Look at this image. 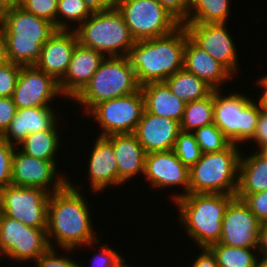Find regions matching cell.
<instances>
[{"instance_id": "cell-1", "label": "cell", "mask_w": 267, "mask_h": 267, "mask_svg": "<svg viewBox=\"0 0 267 267\" xmlns=\"http://www.w3.org/2000/svg\"><path fill=\"white\" fill-rule=\"evenodd\" d=\"M74 183L69 178L63 189L50 194L46 232L52 248L79 250L104 236L95 230L91 218L95 212L91 214V202L81 192L84 186Z\"/></svg>"}, {"instance_id": "cell-2", "label": "cell", "mask_w": 267, "mask_h": 267, "mask_svg": "<svg viewBox=\"0 0 267 267\" xmlns=\"http://www.w3.org/2000/svg\"><path fill=\"white\" fill-rule=\"evenodd\" d=\"M187 37V31L181 24L167 35L135 41L127 58L140 86L151 82H164L184 68Z\"/></svg>"}, {"instance_id": "cell-3", "label": "cell", "mask_w": 267, "mask_h": 267, "mask_svg": "<svg viewBox=\"0 0 267 267\" xmlns=\"http://www.w3.org/2000/svg\"><path fill=\"white\" fill-rule=\"evenodd\" d=\"M235 195L189 193L171 203L177 209V223L197 248H209L220 240L222 220ZM175 204V205H174Z\"/></svg>"}, {"instance_id": "cell-4", "label": "cell", "mask_w": 267, "mask_h": 267, "mask_svg": "<svg viewBox=\"0 0 267 267\" xmlns=\"http://www.w3.org/2000/svg\"><path fill=\"white\" fill-rule=\"evenodd\" d=\"M2 29L7 57L20 66H34L42 46L59 30L55 23L28 13L19 6L3 12Z\"/></svg>"}, {"instance_id": "cell-5", "label": "cell", "mask_w": 267, "mask_h": 267, "mask_svg": "<svg viewBox=\"0 0 267 267\" xmlns=\"http://www.w3.org/2000/svg\"><path fill=\"white\" fill-rule=\"evenodd\" d=\"M139 85L134 69L127 56L105 57L90 82L72 100L77 103L81 116L96 104L123 97L138 91Z\"/></svg>"}, {"instance_id": "cell-6", "label": "cell", "mask_w": 267, "mask_h": 267, "mask_svg": "<svg viewBox=\"0 0 267 267\" xmlns=\"http://www.w3.org/2000/svg\"><path fill=\"white\" fill-rule=\"evenodd\" d=\"M242 149L239 145L230 144L220 152L202 153L201 158L189 168V193L236 196Z\"/></svg>"}, {"instance_id": "cell-7", "label": "cell", "mask_w": 267, "mask_h": 267, "mask_svg": "<svg viewBox=\"0 0 267 267\" xmlns=\"http://www.w3.org/2000/svg\"><path fill=\"white\" fill-rule=\"evenodd\" d=\"M227 92V94H226ZM214 90V124L231 144L248 145L252 139L260 113L254 92L249 95L243 90ZM225 93V94H224ZM244 143V144H243Z\"/></svg>"}, {"instance_id": "cell-8", "label": "cell", "mask_w": 267, "mask_h": 267, "mask_svg": "<svg viewBox=\"0 0 267 267\" xmlns=\"http://www.w3.org/2000/svg\"><path fill=\"white\" fill-rule=\"evenodd\" d=\"M78 43L105 57L127 56L135 44L118 10H95L76 29Z\"/></svg>"}, {"instance_id": "cell-9", "label": "cell", "mask_w": 267, "mask_h": 267, "mask_svg": "<svg viewBox=\"0 0 267 267\" xmlns=\"http://www.w3.org/2000/svg\"><path fill=\"white\" fill-rule=\"evenodd\" d=\"M46 230L47 228L26 226L22 222L2 214L0 263H4L3 260L6 258L12 264L20 263L21 267L23 263L25 266L30 262L33 264L50 247Z\"/></svg>"}, {"instance_id": "cell-10", "label": "cell", "mask_w": 267, "mask_h": 267, "mask_svg": "<svg viewBox=\"0 0 267 267\" xmlns=\"http://www.w3.org/2000/svg\"><path fill=\"white\" fill-rule=\"evenodd\" d=\"M117 10L135 41L167 35L181 25L157 0H121Z\"/></svg>"}, {"instance_id": "cell-11", "label": "cell", "mask_w": 267, "mask_h": 267, "mask_svg": "<svg viewBox=\"0 0 267 267\" xmlns=\"http://www.w3.org/2000/svg\"><path fill=\"white\" fill-rule=\"evenodd\" d=\"M145 110L141 88L129 95L96 104L86 115L98 126L97 136L134 133Z\"/></svg>"}, {"instance_id": "cell-12", "label": "cell", "mask_w": 267, "mask_h": 267, "mask_svg": "<svg viewBox=\"0 0 267 267\" xmlns=\"http://www.w3.org/2000/svg\"><path fill=\"white\" fill-rule=\"evenodd\" d=\"M49 197L42 188L10 184L0 190V209L26 226L47 228Z\"/></svg>"}, {"instance_id": "cell-13", "label": "cell", "mask_w": 267, "mask_h": 267, "mask_svg": "<svg viewBox=\"0 0 267 267\" xmlns=\"http://www.w3.org/2000/svg\"><path fill=\"white\" fill-rule=\"evenodd\" d=\"M143 178L149 184L148 188L154 191L168 189L167 195L170 193L171 196H168L172 203L189 194V167L179 160L173 150L148 153ZM174 187V192H171Z\"/></svg>"}, {"instance_id": "cell-14", "label": "cell", "mask_w": 267, "mask_h": 267, "mask_svg": "<svg viewBox=\"0 0 267 267\" xmlns=\"http://www.w3.org/2000/svg\"><path fill=\"white\" fill-rule=\"evenodd\" d=\"M59 163V161L34 158L16 147L12 159L11 184L39 187L50 194L60 191L69 183L71 176H67V171L65 173L60 171Z\"/></svg>"}, {"instance_id": "cell-15", "label": "cell", "mask_w": 267, "mask_h": 267, "mask_svg": "<svg viewBox=\"0 0 267 267\" xmlns=\"http://www.w3.org/2000/svg\"><path fill=\"white\" fill-rule=\"evenodd\" d=\"M230 23L198 24L182 23L188 37L201 49L208 52L233 76L239 77L240 58L235 38L228 30ZM234 38V39H233ZM239 63V64H238Z\"/></svg>"}, {"instance_id": "cell-16", "label": "cell", "mask_w": 267, "mask_h": 267, "mask_svg": "<svg viewBox=\"0 0 267 267\" xmlns=\"http://www.w3.org/2000/svg\"><path fill=\"white\" fill-rule=\"evenodd\" d=\"M59 97V98H58ZM65 100L58 81L35 66H21L12 98L17 109L57 105L60 98Z\"/></svg>"}, {"instance_id": "cell-17", "label": "cell", "mask_w": 267, "mask_h": 267, "mask_svg": "<svg viewBox=\"0 0 267 267\" xmlns=\"http://www.w3.org/2000/svg\"><path fill=\"white\" fill-rule=\"evenodd\" d=\"M261 222L236 196L226 207L218 243L239 248H257Z\"/></svg>"}, {"instance_id": "cell-18", "label": "cell", "mask_w": 267, "mask_h": 267, "mask_svg": "<svg viewBox=\"0 0 267 267\" xmlns=\"http://www.w3.org/2000/svg\"><path fill=\"white\" fill-rule=\"evenodd\" d=\"M91 148H89L88 161L84 165V174H87L86 179L89 180V189L91 193L96 196L98 193H102L107 189L115 187H122L124 184L118 179V169L115 154L113 151L112 143L106 138L97 136L91 142ZM87 166V168H86ZM88 172V173H87Z\"/></svg>"}, {"instance_id": "cell-19", "label": "cell", "mask_w": 267, "mask_h": 267, "mask_svg": "<svg viewBox=\"0 0 267 267\" xmlns=\"http://www.w3.org/2000/svg\"><path fill=\"white\" fill-rule=\"evenodd\" d=\"M105 56L77 43L65 75L58 81L59 89L70 102L85 88Z\"/></svg>"}, {"instance_id": "cell-20", "label": "cell", "mask_w": 267, "mask_h": 267, "mask_svg": "<svg viewBox=\"0 0 267 267\" xmlns=\"http://www.w3.org/2000/svg\"><path fill=\"white\" fill-rule=\"evenodd\" d=\"M181 132L180 122L144 110L134 134L148 153L173 150Z\"/></svg>"}, {"instance_id": "cell-21", "label": "cell", "mask_w": 267, "mask_h": 267, "mask_svg": "<svg viewBox=\"0 0 267 267\" xmlns=\"http://www.w3.org/2000/svg\"><path fill=\"white\" fill-rule=\"evenodd\" d=\"M55 109L52 106L17 109L9 127L0 137L17 147L30 133L50 130L62 120V112L60 114Z\"/></svg>"}, {"instance_id": "cell-22", "label": "cell", "mask_w": 267, "mask_h": 267, "mask_svg": "<svg viewBox=\"0 0 267 267\" xmlns=\"http://www.w3.org/2000/svg\"><path fill=\"white\" fill-rule=\"evenodd\" d=\"M78 43L75 30H58L43 46L35 67L59 81L66 73Z\"/></svg>"}, {"instance_id": "cell-23", "label": "cell", "mask_w": 267, "mask_h": 267, "mask_svg": "<svg viewBox=\"0 0 267 267\" xmlns=\"http://www.w3.org/2000/svg\"><path fill=\"white\" fill-rule=\"evenodd\" d=\"M112 143L116 158L118 179L126 185L138 176H144L147 153L134 133L106 136ZM137 177V178H136Z\"/></svg>"}, {"instance_id": "cell-24", "label": "cell", "mask_w": 267, "mask_h": 267, "mask_svg": "<svg viewBox=\"0 0 267 267\" xmlns=\"http://www.w3.org/2000/svg\"><path fill=\"white\" fill-rule=\"evenodd\" d=\"M184 68L205 81L214 90H223V86L235 77L208 52L198 47L189 37L184 50Z\"/></svg>"}, {"instance_id": "cell-25", "label": "cell", "mask_w": 267, "mask_h": 267, "mask_svg": "<svg viewBox=\"0 0 267 267\" xmlns=\"http://www.w3.org/2000/svg\"><path fill=\"white\" fill-rule=\"evenodd\" d=\"M141 90L149 113L181 122L186 103L177 98L165 82H151L142 85Z\"/></svg>"}, {"instance_id": "cell-26", "label": "cell", "mask_w": 267, "mask_h": 267, "mask_svg": "<svg viewBox=\"0 0 267 267\" xmlns=\"http://www.w3.org/2000/svg\"><path fill=\"white\" fill-rule=\"evenodd\" d=\"M242 149L239 159L237 194H253L267 190V159L256 150Z\"/></svg>"}, {"instance_id": "cell-27", "label": "cell", "mask_w": 267, "mask_h": 267, "mask_svg": "<svg viewBox=\"0 0 267 267\" xmlns=\"http://www.w3.org/2000/svg\"><path fill=\"white\" fill-rule=\"evenodd\" d=\"M61 120L50 130L32 132L17 146L23 153L45 161H59L58 155L62 153ZM60 124V125H59ZM61 129V130H60Z\"/></svg>"}, {"instance_id": "cell-28", "label": "cell", "mask_w": 267, "mask_h": 267, "mask_svg": "<svg viewBox=\"0 0 267 267\" xmlns=\"http://www.w3.org/2000/svg\"><path fill=\"white\" fill-rule=\"evenodd\" d=\"M171 92L185 103L203 99L214 89L185 68L178 70L164 81Z\"/></svg>"}, {"instance_id": "cell-29", "label": "cell", "mask_w": 267, "mask_h": 267, "mask_svg": "<svg viewBox=\"0 0 267 267\" xmlns=\"http://www.w3.org/2000/svg\"><path fill=\"white\" fill-rule=\"evenodd\" d=\"M230 1L232 0H192L187 19L183 23H228L232 12Z\"/></svg>"}, {"instance_id": "cell-30", "label": "cell", "mask_w": 267, "mask_h": 267, "mask_svg": "<svg viewBox=\"0 0 267 267\" xmlns=\"http://www.w3.org/2000/svg\"><path fill=\"white\" fill-rule=\"evenodd\" d=\"M214 123V91L207 97L185 104L180 128L193 133L196 129Z\"/></svg>"}, {"instance_id": "cell-31", "label": "cell", "mask_w": 267, "mask_h": 267, "mask_svg": "<svg viewBox=\"0 0 267 267\" xmlns=\"http://www.w3.org/2000/svg\"><path fill=\"white\" fill-rule=\"evenodd\" d=\"M94 11L88 0H58L56 26L59 30H75Z\"/></svg>"}, {"instance_id": "cell-32", "label": "cell", "mask_w": 267, "mask_h": 267, "mask_svg": "<svg viewBox=\"0 0 267 267\" xmlns=\"http://www.w3.org/2000/svg\"><path fill=\"white\" fill-rule=\"evenodd\" d=\"M209 249L215 255L218 267H256L259 258L257 248H239L216 243Z\"/></svg>"}, {"instance_id": "cell-33", "label": "cell", "mask_w": 267, "mask_h": 267, "mask_svg": "<svg viewBox=\"0 0 267 267\" xmlns=\"http://www.w3.org/2000/svg\"><path fill=\"white\" fill-rule=\"evenodd\" d=\"M193 134L202 153L220 152L231 144L214 123L196 129Z\"/></svg>"}, {"instance_id": "cell-34", "label": "cell", "mask_w": 267, "mask_h": 267, "mask_svg": "<svg viewBox=\"0 0 267 267\" xmlns=\"http://www.w3.org/2000/svg\"><path fill=\"white\" fill-rule=\"evenodd\" d=\"M100 242H101V239L98 238L97 240L90 242L87 245L82 247L83 250L84 248H87V249L89 248V250H91L92 248L95 250L93 252H95L96 254L92 253L94 255L90 259L91 267H117L118 264L124 259L125 256L120 254L121 252H118V250H115L113 247H111V244H108L106 242L105 244L104 243L101 244ZM96 244L98 246H96ZM82 263H80V267H85L86 265H84V262Z\"/></svg>"}, {"instance_id": "cell-35", "label": "cell", "mask_w": 267, "mask_h": 267, "mask_svg": "<svg viewBox=\"0 0 267 267\" xmlns=\"http://www.w3.org/2000/svg\"><path fill=\"white\" fill-rule=\"evenodd\" d=\"M173 152L179 160L189 168L194 165L202 156V151L191 132L181 131L176 139Z\"/></svg>"}, {"instance_id": "cell-36", "label": "cell", "mask_w": 267, "mask_h": 267, "mask_svg": "<svg viewBox=\"0 0 267 267\" xmlns=\"http://www.w3.org/2000/svg\"><path fill=\"white\" fill-rule=\"evenodd\" d=\"M59 250H62V251H60V254H59ZM74 251H78V250H74V249H58V248L49 247L33 263V265L35 267H80L79 260L76 259V258L73 259L71 256H69V255H71V253L73 255Z\"/></svg>"}, {"instance_id": "cell-37", "label": "cell", "mask_w": 267, "mask_h": 267, "mask_svg": "<svg viewBox=\"0 0 267 267\" xmlns=\"http://www.w3.org/2000/svg\"><path fill=\"white\" fill-rule=\"evenodd\" d=\"M58 0H24L19 7L28 13L56 24Z\"/></svg>"}, {"instance_id": "cell-38", "label": "cell", "mask_w": 267, "mask_h": 267, "mask_svg": "<svg viewBox=\"0 0 267 267\" xmlns=\"http://www.w3.org/2000/svg\"><path fill=\"white\" fill-rule=\"evenodd\" d=\"M21 66L8 61L0 65V97H12Z\"/></svg>"}, {"instance_id": "cell-39", "label": "cell", "mask_w": 267, "mask_h": 267, "mask_svg": "<svg viewBox=\"0 0 267 267\" xmlns=\"http://www.w3.org/2000/svg\"><path fill=\"white\" fill-rule=\"evenodd\" d=\"M16 146L0 137V190L11 184L12 159Z\"/></svg>"}, {"instance_id": "cell-40", "label": "cell", "mask_w": 267, "mask_h": 267, "mask_svg": "<svg viewBox=\"0 0 267 267\" xmlns=\"http://www.w3.org/2000/svg\"><path fill=\"white\" fill-rule=\"evenodd\" d=\"M262 223L267 221V190L253 194H236Z\"/></svg>"}, {"instance_id": "cell-41", "label": "cell", "mask_w": 267, "mask_h": 267, "mask_svg": "<svg viewBox=\"0 0 267 267\" xmlns=\"http://www.w3.org/2000/svg\"><path fill=\"white\" fill-rule=\"evenodd\" d=\"M250 145H245L243 146V150L247 149V147H249L248 150H258L261 146L267 144V112L260 110L259 113V117H258V122H257V126H256V130L255 133L252 137V139L248 142ZM255 144V146H254ZM246 147V148H245Z\"/></svg>"}, {"instance_id": "cell-42", "label": "cell", "mask_w": 267, "mask_h": 267, "mask_svg": "<svg viewBox=\"0 0 267 267\" xmlns=\"http://www.w3.org/2000/svg\"><path fill=\"white\" fill-rule=\"evenodd\" d=\"M181 24L187 19L192 0H157Z\"/></svg>"}, {"instance_id": "cell-43", "label": "cell", "mask_w": 267, "mask_h": 267, "mask_svg": "<svg viewBox=\"0 0 267 267\" xmlns=\"http://www.w3.org/2000/svg\"><path fill=\"white\" fill-rule=\"evenodd\" d=\"M17 112V106L12 97H0V136L9 127Z\"/></svg>"}, {"instance_id": "cell-44", "label": "cell", "mask_w": 267, "mask_h": 267, "mask_svg": "<svg viewBox=\"0 0 267 267\" xmlns=\"http://www.w3.org/2000/svg\"><path fill=\"white\" fill-rule=\"evenodd\" d=\"M199 254L194 255L195 259H191L190 262L187 265H190L189 267H218L217 260L215 255L212 253V251L209 248H198Z\"/></svg>"}, {"instance_id": "cell-45", "label": "cell", "mask_w": 267, "mask_h": 267, "mask_svg": "<svg viewBox=\"0 0 267 267\" xmlns=\"http://www.w3.org/2000/svg\"><path fill=\"white\" fill-rule=\"evenodd\" d=\"M257 250L260 257L267 258V221L260 224Z\"/></svg>"}, {"instance_id": "cell-46", "label": "cell", "mask_w": 267, "mask_h": 267, "mask_svg": "<svg viewBox=\"0 0 267 267\" xmlns=\"http://www.w3.org/2000/svg\"><path fill=\"white\" fill-rule=\"evenodd\" d=\"M121 0H88L94 10H117Z\"/></svg>"}, {"instance_id": "cell-47", "label": "cell", "mask_w": 267, "mask_h": 267, "mask_svg": "<svg viewBox=\"0 0 267 267\" xmlns=\"http://www.w3.org/2000/svg\"><path fill=\"white\" fill-rule=\"evenodd\" d=\"M7 48H6V39L3 33L2 27L0 28V65L7 63Z\"/></svg>"}, {"instance_id": "cell-48", "label": "cell", "mask_w": 267, "mask_h": 267, "mask_svg": "<svg viewBox=\"0 0 267 267\" xmlns=\"http://www.w3.org/2000/svg\"><path fill=\"white\" fill-rule=\"evenodd\" d=\"M261 91L259 95L255 94L257 97L254 99L258 103L260 110L267 112V88H257ZM259 99V100H258Z\"/></svg>"}, {"instance_id": "cell-49", "label": "cell", "mask_w": 267, "mask_h": 267, "mask_svg": "<svg viewBox=\"0 0 267 267\" xmlns=\"http://www.w3.org/2000/svg\"><path fill=\"white\" fill-rule=\"evenodd\" d=\"M267 60V58H266ZM256 83V87L267 88V73H263V76L258 77L257 80L253 81Z\"/></svg>"}, {"instance_id": "cell-50", "label": "cell", "mask_w": 267, "mask_h": 267, "mask_svg": "<svg viewBox=\"0 0 267 267\" xmlns=\"http://www.w3.org/2000/svg\"><path fill=\"white\" fill-rule=\"evenodd\" d=\"M256 267H267V258L259 256Z\"/></svg>"}, {"instance_id": "cell-51", "label": "cell", "mask_w": 267, "mask_h": 267, "mask_svg": "<svg viewBox=\"0 0 267 267\" xmlns=\"http://www.w3.org/2000/svg\"><path fill=\"white\" fill-rule=\"evenodd\" d=\"M257 152H258L260 155H262L264 158L267 159V144L261 146V147L257 150Z\"/></svg>"}, {"instance_id": "cell-52", "label": "cell", "mask_w": 267, "mask_h": 267, "mask_svg": "<svg viewBox=\"0 0 267 267\" xmlns=\"http://www.w3.org/2000/svg\"><path fill=\"white\" fill-rule=\"evenodd\" d=\"M8 7L17 6V0H2Z\"/></svg>"}, {"instance_id": "cell-53", "label": "cell", "mask_w": 267, "mask_h": 267, "mask_svg": "<svg viewBox=\"0 0 267 267\" xmlns=\"http://www.w3.org/2000/svg\"><path fill=\"white\" fill-rule=\"evenodd\" d=\"M127 260L124 258L119 264L117 267H134L133 265L131 266V264H127L129 263L128 261L126 262ZM138 267V266H137Z\"/></svg>"}, {"instance_id": "cell-54", "label": "cell", "mask_w": 267, "mask_h": 267, "mask_svg": "<svg viewBox=\"0 0 267 267\" xmlns=\"http://www.w3.org/2000/svg\"><path fill=\"white\" fill-rule=\"evenodd\" d=\"M7 8L8 6L2 0H0V10L4 12Z\"/></svg>"}, {"instance_id": "cell-55", "label": "cell", "mask_w": 267, "mask_h": 267, "mask_svg": "<svg viewBox=\"0 0 267 267\" xmlns=\"http://www.w3.org/2000/svg\"><path fill=\"white\" fill-rule=\"evenodd\" d=\"M3 12L0 10V28L2 27Z\"/></svg>"}, {"instance_id": "cell-56", "label": "cell", "mask_w": 267, "mask_h": 267, "mask_svg": "<svg viewBox=\"0 0 267 267\" xmlns=\"http://www.w3.org/2000/svg\"><path fill=\"white\" fill-rule=\"evenodd\" d=\"M24 0H17V6H19Z\"/></svg>"}, {"instance_id": "cell-57", "label": "cell", "mask_w": 267, "mask_h": 267, "mask_svg": "<svg viewBox=\"0 0 267 267\" xmlns=\"http://www.w3.org/2000/svg\"><path fill=\"white\" fill-rule=\"evenodd\" d=\"M2 214H3V213H2V211H1V209H0V220H1Z\"/></svg>"}]
</instances>
